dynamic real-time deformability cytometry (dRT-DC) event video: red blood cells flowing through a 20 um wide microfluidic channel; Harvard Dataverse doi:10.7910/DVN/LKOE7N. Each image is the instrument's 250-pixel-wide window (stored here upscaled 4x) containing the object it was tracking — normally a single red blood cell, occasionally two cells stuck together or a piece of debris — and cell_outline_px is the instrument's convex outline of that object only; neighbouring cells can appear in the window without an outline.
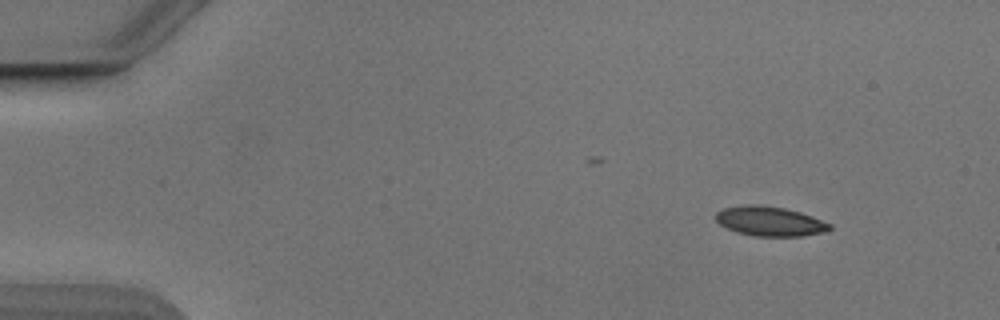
{"species": "Egyptian fruit bat (a non-hibernating species)", "species_latin": "Rousettus aegyptiacus", "temperature_condition": "cold", "stored_images_in_passage": 41, "camera_frame_rate_fps": 3000, "um_per_image_px": 0.085, "animal": {"sex": "male"}, "frame": {"image": 1, "passage_image": 1, "time_ms": 0.0, "image_size_px": [1000, 320], "cell_outline_px": [[832, 228], [824, 232], [800, 236], [756, 236], [740, 232], [728, 228], [720, 224], [716, 220], [716, 212], [724, 208], [744, 204], [760, 204], [784, 208], [800, 212], [812, 216], [832, 224]], "centroid_in_image_um": [65.45, 18.79], "position_along_channel_um": 19.5, "area_um2": 19.54}}
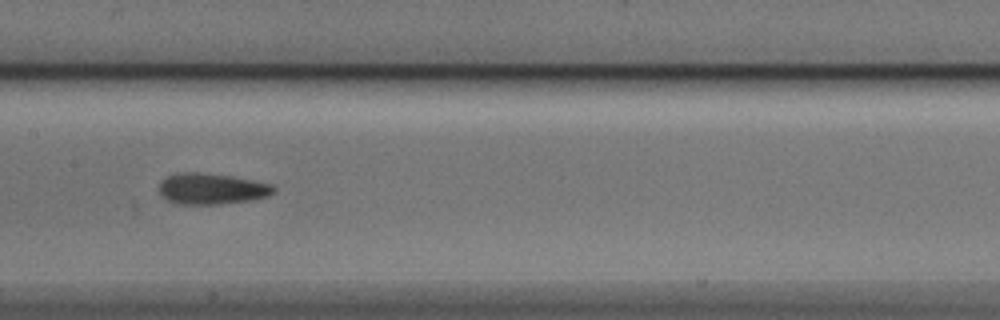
{"frame": {"image": 2, "passage_image": 22, "time_ms": 7.0, "image_size_px": [1000, 320], "cell_outline_px": [[276, 192], [268, 196], [252, 200], [220, 204], [176, 204], [160, 196], [160, 184], [168, 176], [180, 172], [200, 172], [232, 176], [272, 184], [276, 188]], "centroid_in_image_um": [18.02, 16.05], "position_along_channel_um": 189.4, "area_um2": 20.81}}
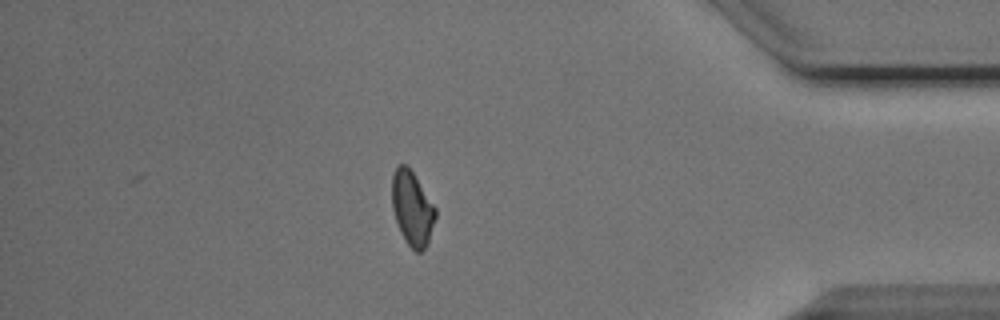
{"frame": {"image": 3, "passage_image": 41, "time_ms": 13.333, "image_size_px": [1000, 320], "cell_outline_px": [[436, 216], [428, 244], [420, 252], [416, 252], [408, 244], [400, 232], [392, 208], [392, 176], [396, 168], [400, 164], [408, 164], [436, 208]], "centroid_in_image_um": [35.04, 17.69], "position_along_channel_um": 400.2, "area_um2": 18.84}, "authors_computed_cell_mechanics": {"area_um2": 19.9988, "velocity_mm_per_s": 3.8721, "shape_relaxation_time_tau1_ms": 7.6149, "shape_relaxation_time_tau2_ms": 2.8841, "deformation_change_tau1": 0.1478, "deformation_change_tau2": 0.0847}}